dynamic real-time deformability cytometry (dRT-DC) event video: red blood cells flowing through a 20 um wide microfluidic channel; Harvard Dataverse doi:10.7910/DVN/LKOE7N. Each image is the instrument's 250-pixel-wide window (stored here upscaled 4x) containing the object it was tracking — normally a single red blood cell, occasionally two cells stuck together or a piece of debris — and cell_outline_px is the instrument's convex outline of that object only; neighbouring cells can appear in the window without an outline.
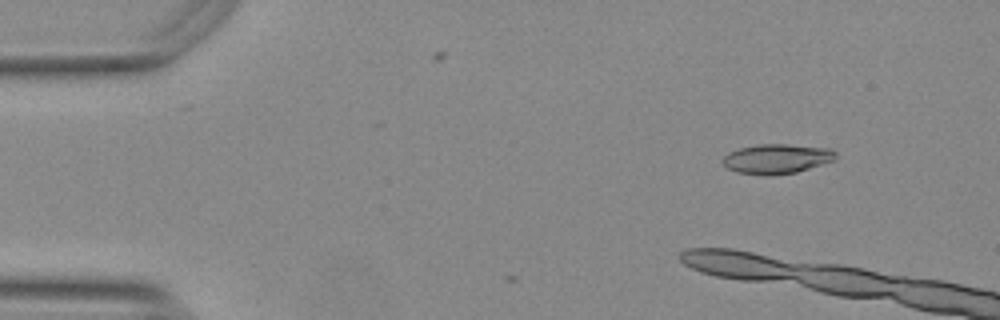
{"species": "Egyptian fruit bat (a non-hibernating species)", "species_latin": "Rousettus aegyptiacus", "temperature_condition": "warm", "stored_images_in_passage": 3, "camera_frame_rate_fps": 3000, "um_per_image_px": 0.085, "animal": {"sex": "female"}, "frame": {"image": 1, "passage_image": 3, "time_ms": 0.667, "image_size_px": [1000, 320], "cell_outline_px": [[836, 160], [796, 172], [772, 176], [764, 176], [736, 172], [728, 168], [724, 164], [724, 156], [728, 152], [740, 148], [756, 144], [788, 144], [832, 148], [836, 152]], "centroid_in_image_um": [66.05, 13.5], "position_along_channel_um": 18.9, "area_um2": 19.77}}